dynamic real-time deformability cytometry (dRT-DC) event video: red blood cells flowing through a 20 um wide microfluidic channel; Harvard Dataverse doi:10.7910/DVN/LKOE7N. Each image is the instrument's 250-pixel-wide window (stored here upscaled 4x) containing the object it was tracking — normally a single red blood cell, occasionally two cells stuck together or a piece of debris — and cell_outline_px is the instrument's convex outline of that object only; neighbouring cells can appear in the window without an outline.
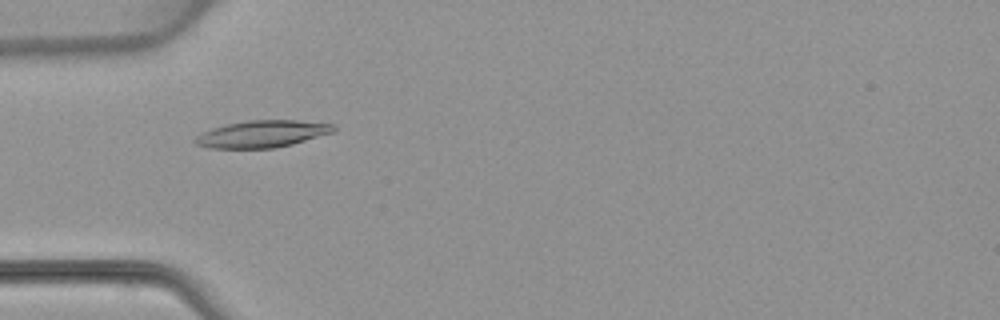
{"species": "common noctule bat (a hibernating species)", "species_latin": "Nyctalus noctula", "temperature_condition": "warm", "stored_images_in_passage": 6, "camera_frame_rate_fps": 3000, "um_per_image_px": 0.085, "animal": {"sex": "female", "body_mass_g": 22.7, "forearm_length_mm": 54.2}, "frame": {"image": 1, "passage_image": 5, "time_ms": 4.667, "image_size_px": [1000, 320], "cell_outline_px": [[336, 128], [332, 132], [292, 144], [272, 148], [208, 148], [196, 144], [192, 140], [196, 136], [212, 128], [228, 124], [248, 120], [296, 120], [336, 124]], "centroid_in_image_um": [22.27, 11.38], "position_along_channel_um": 62.7, "area_um2": 21.62}}
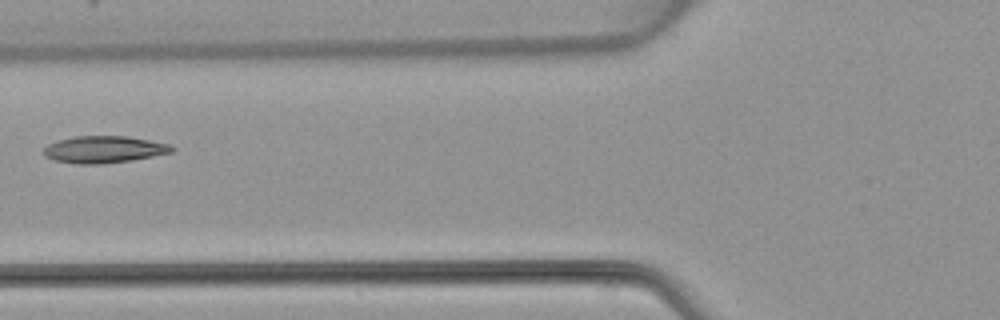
{"frame": {"image": 2, "passage_image": 6, "time_ms": 6.0, "image_size_px": [1000, 320], "cell_outline_px": [[176, 148], [172, 152], [132, 160], [100, 164], [76, 164], [52, 160], [44, 156], [40, 152], [48, 144], [60, 140], [76, 136], [128, 136], [172, 144]], "centroid_in_image_um": [8.83, 12.7], "position_along_channel_um": 117.0, "area_um2": 20.35}}